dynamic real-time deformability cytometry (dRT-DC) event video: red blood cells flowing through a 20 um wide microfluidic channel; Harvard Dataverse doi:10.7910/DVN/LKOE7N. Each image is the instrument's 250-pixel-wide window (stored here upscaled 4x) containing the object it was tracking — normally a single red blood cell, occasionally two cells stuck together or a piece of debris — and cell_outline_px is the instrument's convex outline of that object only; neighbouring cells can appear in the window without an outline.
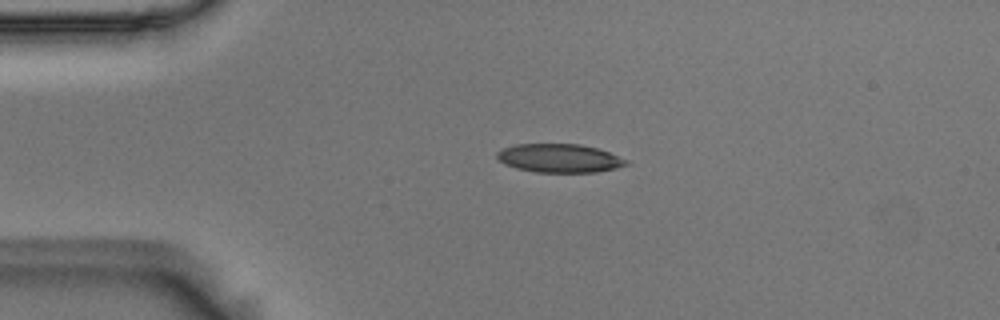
{"species": "Egyptian fruit bat (a non-hibernating species)", "species_latin": "Rousettus aegyptiacus", "temperature_condition": "room temperature", "stored_images_in_passage": 43, "camera_frame_rate_fps": 3000, "um_per_image_px": 0.085, "animal": {"sex": "male"}, "frame": {"image": 1, "passage_image": 1, "time_ms": 0.0, "image_size_px": [1000, 320], "cell_outline_px": [[628, 164], [616, 168], [596, 172], [536, 172], [516, 168], [504, 164], [496, 156], [496, 152], [504, 148], [516, 144], [580, 144], [596, 148], [608, 152], [628, 160]], "centroid_in_image_um": [47.54, 13.45], "position_along_channel_um": 37.5, "area_um2": 21.39}}
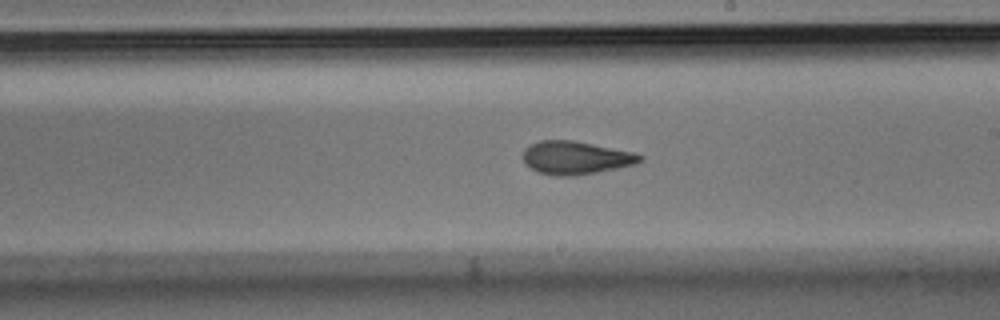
{"frame": {"image": 2, "passage_image": 20, "time_ms": 6.333, "image_size_px": [1000, 320], "cell_outline_px": [[644, 160], [636, 164], [596, 172], [572, 176], [556, 176], [540, 172], [524, 164], [520, 156], [524, 148], [540, 140], [572, 140], [636, 152], [644, 156]], "centroid_in_image_um": [48.93, 13.4], "position_along_channel_um": 240.1, "area_um2": 22.77}}
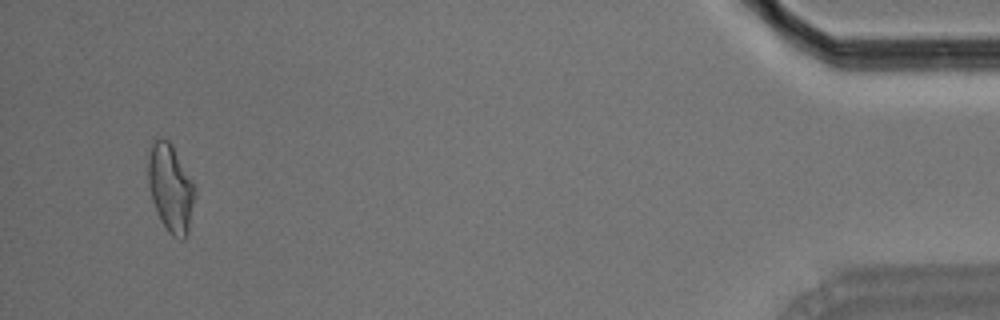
{"frame": {"image": 3, "passage_image": 41, "time_ms": 13.333, "image_size_px": [1000, 320], "cell_outline_px": [[196, 196], [188, 236], [184, 240], [180, 240], [172, 236], [168, 232], [160, 220], [152, 200], [148, 180], [148, 156], [152, 144], [156, 140], [168, 140], [172, 144], [196, 188]], "centroid_in_image_um": [14.53, 16.07], "position_along_channel_um": 420.7, "area_um2": 24.04}, "authors_computed_cell_mechanics": {"area_um2": 22.6576, "velocity_mm_per_s": 3.6858, "shape_relaxation_time_tau1_ms": null, "shape_relaxation_time_tau2_ms": 2.551, "deformation_change_tau1": null, "deformation_change_tau2": 0.1008}}